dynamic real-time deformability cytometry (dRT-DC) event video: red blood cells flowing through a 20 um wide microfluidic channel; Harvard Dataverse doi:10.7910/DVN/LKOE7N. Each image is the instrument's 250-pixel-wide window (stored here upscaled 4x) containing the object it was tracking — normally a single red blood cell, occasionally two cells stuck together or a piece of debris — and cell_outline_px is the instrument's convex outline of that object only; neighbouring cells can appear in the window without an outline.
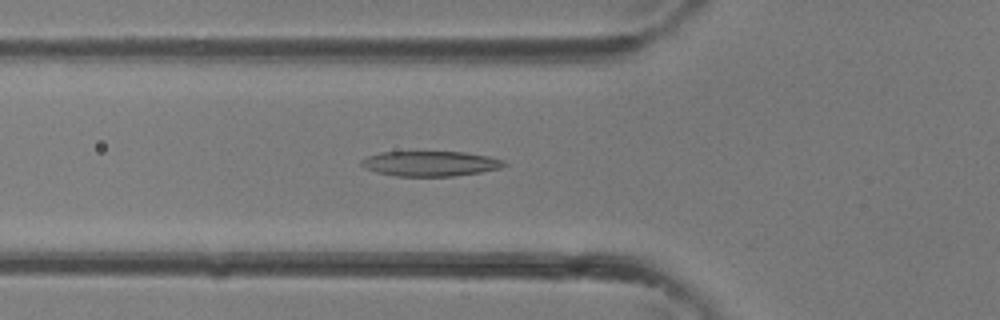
{"species": "common noctule bat (a hibernating species)", "species_latin": "Nyctalus noctula", "temperature_condition": "room temperature", "stored_images_in_passage": 36, "camera_frame_rate_fps": 3000, "um_per_image_px": 0.085, "animal": {"sex": "female"}, "frame": {"image": 1, "passage_image": 13, "time_ms": 4.0, "image_size_px": [1000, 320], "cell_outline_px": [[508, 164], [500, 168], [480, 172], [452, 176], [396, 176], [376, 172], [364, 168], [360, 164], [360, 160], [368, 156], [380, 152], [464, 152], [488, 156], [504, 160]], "centroid_in_image_um": [36.56, 13.9], "position_along_channel_um": 89.2, "area_um2": 20.87}}
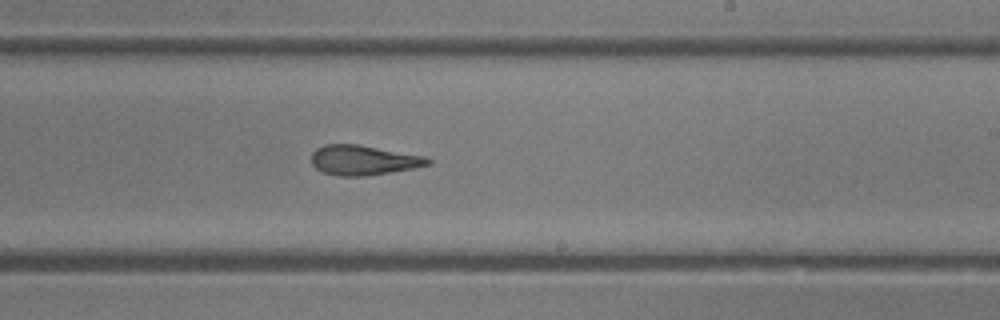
{"frame": {"image": 2, "passage_image": 22, "time_ms": 7.0, "image_size_px": [1000, 320], "cell_outline_px": [[432, 164], [416, 168], [392, 172], [364, 176], [340, 176], [324, 172], [316, 168], [312, 164], [312, 152], [316, 148], [324, 144], [360, 144], [424, 156], [432, 160]], "centroid_in_image_um": [30.92, 13.61], "position_along_channel_um": 258.1, "area_um2": 20.4}}
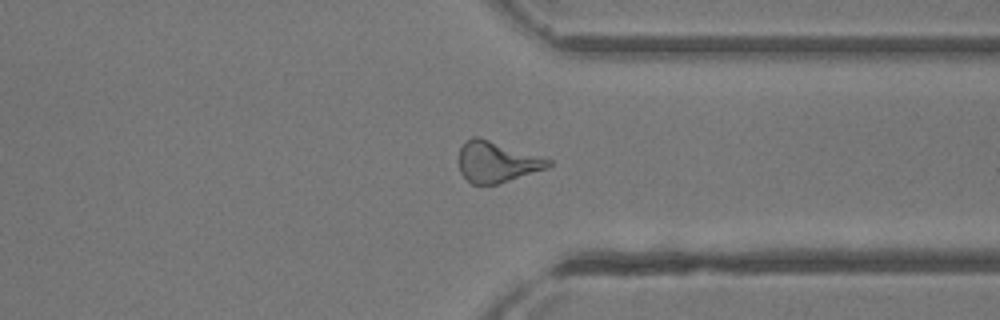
{"frame": {"image": 3, "passage_image": 28, "time_ms": 9.0, "image_size_px": [1000, 320], "cell_outline_px": [[552, 164], [548, 168], [496, 184], [472, 184], [460, 172], [460, 148], [472, 136], [480, 136], [552, 160]], "centroid_in_image_um": [42.24, 13.75], "position_along_channel_um": 369.2, "area_um2": 21.1}}